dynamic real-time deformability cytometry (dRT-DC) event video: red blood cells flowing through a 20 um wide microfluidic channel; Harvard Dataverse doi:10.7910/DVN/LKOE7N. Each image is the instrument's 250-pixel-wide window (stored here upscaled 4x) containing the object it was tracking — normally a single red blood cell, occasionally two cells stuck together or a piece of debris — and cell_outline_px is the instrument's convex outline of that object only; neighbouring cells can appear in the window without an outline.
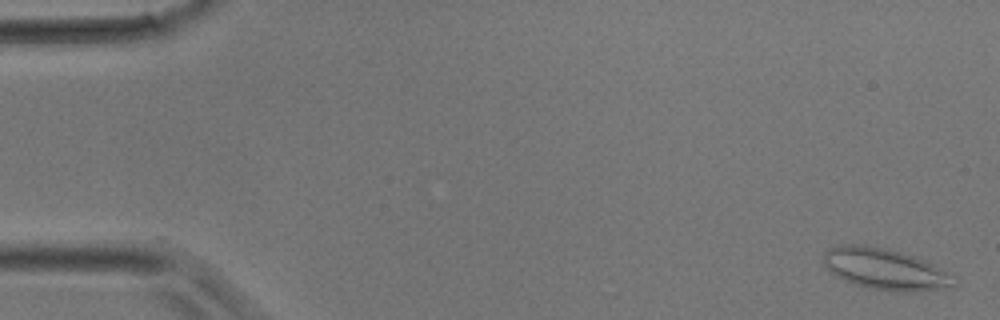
{"species": "common noctule bat (a hibernating species)", "species_latin": "Nyctalus noctula", "temperature_condition": "room temperature", "stored_images_in_passage": 36, "camera_frame_rate_fps": 3000, "um_per_image_px": 0.085, "animal": {"sex": "male", "body_mass_g": 17.9}, "frame": {"image": 1, "passage_image": 1, "time_ms": 0.0, "image_size_px": [1000, 320], "cell_outline_px": [[952, 284], [948, 288], [916, 292], [904, 292], [872, 288], [856, 284], [844, 280], [836, 276], [824, 264], [824, 252], [828, 248], [836, 244], [864, 244], [884, 248], [900, 252], [924, 260], [940, 268], [944, 272]], "centroid_in_image_um": [75.13, 22.85], "position_along_channel_um": 9.9, "area_um2": 30.63}}
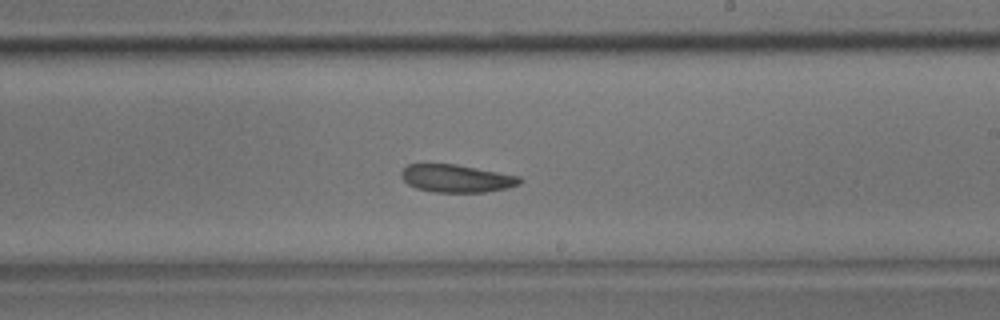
{"frame": {"image": 2, "passage_image": 21, "time_ms": 6.667, "image_size_px": [1000, 320], "cell_outline_px": [[524, 180], [520, 184], [508, 188], [484, 192], [436, 192], [416, 188], [408, 184], [400, 176], [400, 172], [408, 164], [456, 164], [520, 176]], "centroid_in_image_um": [38.82, 15.16], "position_along_channel_um": 250.2, "area_um2": 19.19}}
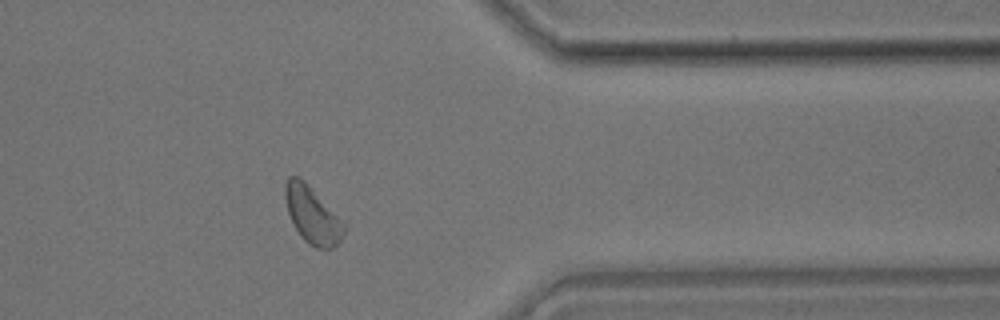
{"frame": {"image": 3, "passage_image": 29, "time_ms": 9.333, "image_size_px": [1000, 320], "cell_outline_px": [[344, 236], [332, 248], [316, 248], [308, 244], [300, 236], [292, 224], [288, 212], [284, 196], [284, 184], [288, 176], [296, 176], [304, 180], [308, 184], [344, 224]], "centroid_in_image_um": [26.49, 18.28], "position_along_channel_um": 384.9, "area_um2": 19.25}}